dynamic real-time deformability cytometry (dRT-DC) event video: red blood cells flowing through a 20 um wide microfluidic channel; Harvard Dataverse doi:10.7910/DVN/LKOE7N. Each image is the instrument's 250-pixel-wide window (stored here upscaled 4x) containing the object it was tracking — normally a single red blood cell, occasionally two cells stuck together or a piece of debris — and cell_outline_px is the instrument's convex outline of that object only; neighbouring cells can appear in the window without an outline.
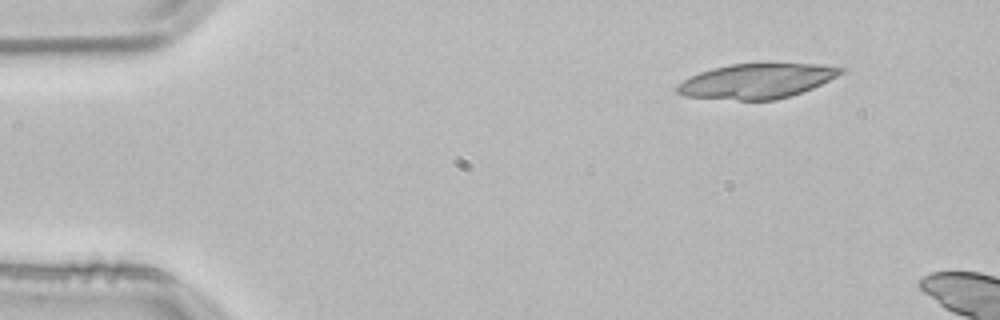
{"species": "common noctule bat (a hibernating species)", "species_latin": "Nyctalus noctula", "temperature_condition": "room temperature", "stored_images_in_passage": 3, "camera_frame_rate_fps": 3000, "um_per_image_px": 0.085, "animal": {"sex": "male", "body_mass_g": 21.5, "forearm_length_mm": 52.0}, "frame": {"image": 1, "passage_image": 2, "time_ms": 0.333, "image_size_px": [1000, 320], "cell_outline_px": [[844, 72], [812, 88], [776, 100], [740, 100], [684, 96], [676, 92], [676, 88], [684, 80], [700, 72], [712, 68], [728, 64], [824, 64], [844, 68]], "centroid_in_image_um": [64.32, 6.88], "position_along_channel_um": 20.7, "area_um2": 32.77}}